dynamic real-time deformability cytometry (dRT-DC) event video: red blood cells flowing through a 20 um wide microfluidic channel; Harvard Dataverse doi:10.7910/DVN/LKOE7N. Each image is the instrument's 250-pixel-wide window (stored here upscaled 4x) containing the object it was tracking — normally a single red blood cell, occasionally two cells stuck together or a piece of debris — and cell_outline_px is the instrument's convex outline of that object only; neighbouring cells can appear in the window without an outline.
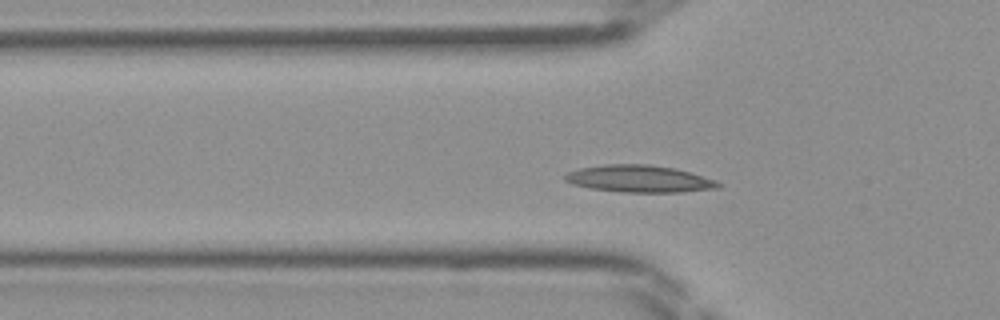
{"species": "Egyptian fruit bat (a non-hibernating species)", "species_latin": "Rousettus aegyptiacus", "temperature_condition": "room temperature", "stored_images_in_passage": 42, "camera_frame_rate_fps": 3000, "um_per_image_px": 0.085, "frame": {"image": 1, "passage_image": 10, "time_ms": 3.0, "image_size_px": [1000, 320], "cell_outline_px": [[720, 188], [680, 192], [620, 192], [592, 188], [572, 184], [564, 180], [564, 176], [568, 172], [580, 168], [604, 164], [648, 164], [672, 168], [688, 172], [716, 180], [720, 184]], "centroid_in_image_um": [54.31, 15.2], "position_along_channel_um": 71.5, "area_um2": 23.99}}
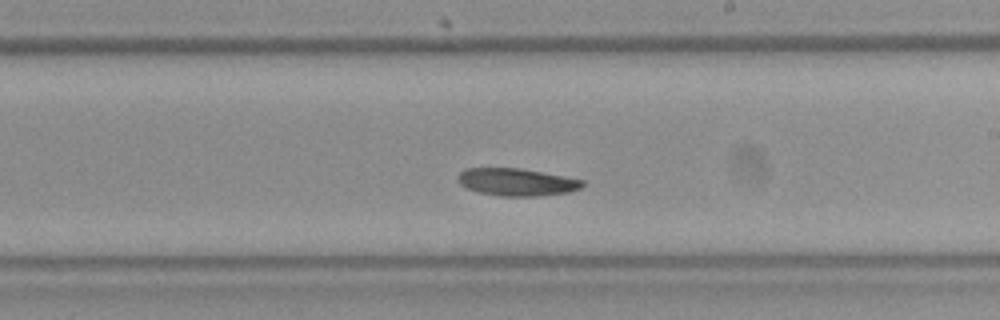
{"frame": {"image": 2, "passage_image": 22, "time_ms": 7.0, "image_size_px": [1000, 320], "cell_outline_px": [[584, 184], [580, 188], [568, 192], [536, 196], [500, 196], [480, 192], [468, 188], [460, 184], [460, 172], [464, 168], [520, 168], [564, 176], [584, 180]], "centroid_in_image_um": [43.94, 15.47], "position_along_channel_um": 245.1, "area_um2": 19.65}}
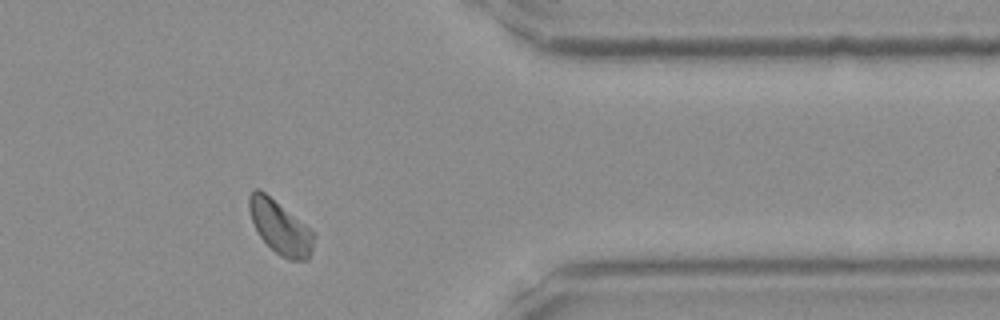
{"frame": {"image": 3, "passage_image": 33, "time_ms": 10.667, "image_size_px": [1000, 320], "cell_outline_px": [[316, 236], [308, 260], [288, 260], [280, 256], [260, 236], [252, 220], [248, 208], [248, 196], [256, 188], [260, 188], [312, 228], [316, 232]], "centroid_in_image_um": [23.85, 19.3], "position_along_channel_um": 387.5, "area_um2": 20.4}}